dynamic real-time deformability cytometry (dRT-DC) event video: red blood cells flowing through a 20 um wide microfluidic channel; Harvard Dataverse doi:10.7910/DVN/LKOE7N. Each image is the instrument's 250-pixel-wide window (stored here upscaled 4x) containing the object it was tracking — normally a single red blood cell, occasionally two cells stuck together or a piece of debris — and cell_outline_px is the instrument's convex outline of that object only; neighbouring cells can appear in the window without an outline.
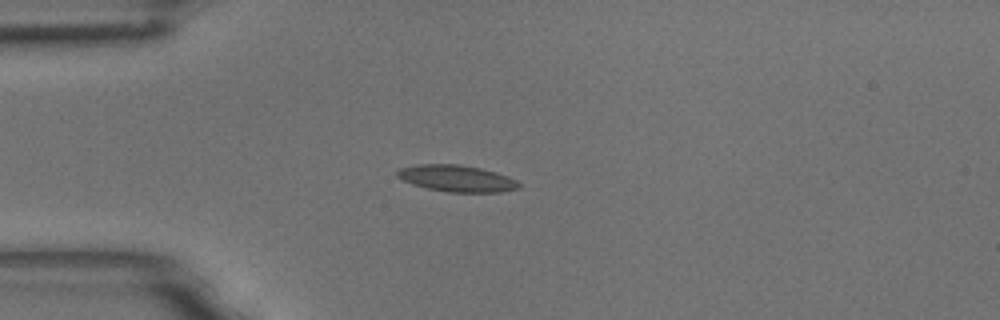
{"species": "common noctule bat (a hibernating species)", "species_latin": "Nyctalus noctula", "temperature_condition": "room temperature", "stored_images_in_passage": 6, "camera_frame_rate_fps": 3000, "um_per_image_px": 0.085, "animal": {"sex": "male", "body_mass_g": 18.8}, "frame": {"image": 1, "passage_image": 4, "time_ms": 1.0, "image_size_px": [1000, 320], "cell_outline_px": [[520, 188], [500, 192], [448, 192], [428, 188], [412, 184], [396, 176], [396, 172], [400, 168], [416, 164], [456, 164], [480, 168], [496, 172], [508, 176], [516, 180], [520, 184]], "centroid_in_image_um": [38.82, 15.16], "position_along_channel_um": 46.2, "area_um2": 18.79}}